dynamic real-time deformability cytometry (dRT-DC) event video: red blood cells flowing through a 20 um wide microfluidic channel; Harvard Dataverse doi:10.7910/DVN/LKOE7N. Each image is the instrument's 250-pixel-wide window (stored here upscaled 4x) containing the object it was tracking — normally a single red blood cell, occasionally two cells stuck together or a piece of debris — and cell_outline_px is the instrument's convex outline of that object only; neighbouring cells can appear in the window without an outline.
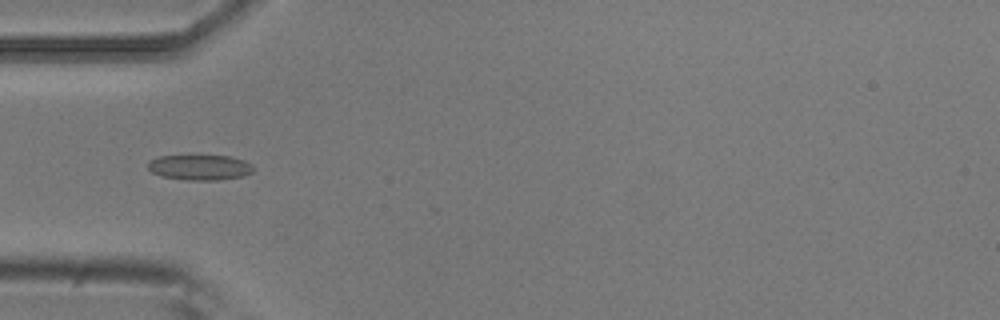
{"species": "common noctule bat (a hibernating species)", "species_latin": "Nyctalus noctula", "temperature_condition": "room temperature", "stored_images_in_passage": 6, "camera_frame_rate_fps": 3000, "um_per_image_px": 0.085, "animal": {"sex": "male", "body_mass_g": 20.5, "forearm_length_mm": 52.5}, "frame": {"image": 1, "passage_image": 3, "time_ms": 0.667, "image_size_px": [1000, 320], "cell_outline_px": [[252, 172], [244, 176], [220, 180], [188, 180], [160, 176], [152, 172], [148, 168], [148, 164], [152, 160], [160, 156], [228, 156], [244, 160], [252, 164]], "centroid_in_image_um": [17.01, 14.24], "position_along_channel_um": 68.0, "area_um2": 15.43}}
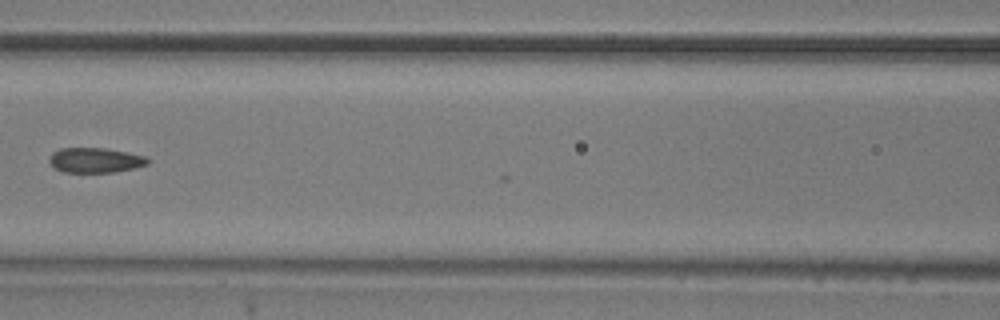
{"frame": {"image": 2, "passage_image": 5, "time_ms": 1.333, "image_size_px": [1000, 320], "cell_outline_px": [[152, 160], [148, 164], [132, 168], [112, 172], [64, 172], [56, 168], [48, 160], [52, 152], [60, 148], [104, 148], [144, 156]], "centroid_in_image_um": [8.08, 13.61], "position_along_channel_um": 158.5, "area_um2": 14.1}}
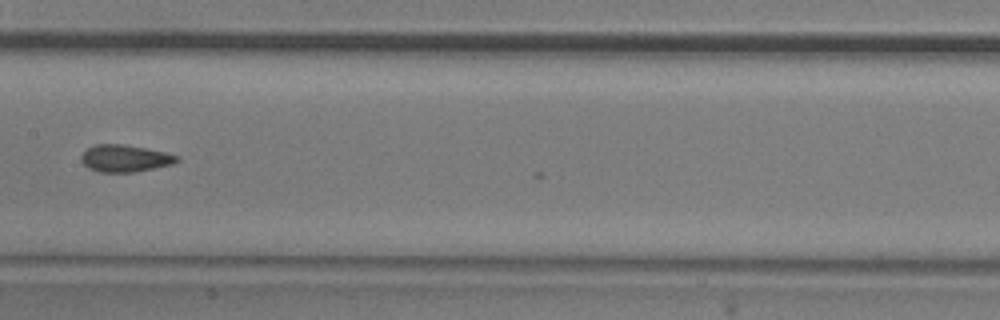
{"frame": {"image": 3, "passage_image": 6, "time_ms": 1.667, "image_size_px": [1000, 320], "cell_outline_px": [[180, 160], [172, 164], [136, 172], [100, 172], [88, 168], [80, 160], [80, 156], [88, 148], [96, 144], [124, 144], [164, 152], [180, 156]], "centroid_in_image_um": [10.62, 13.46], "position_along_channel_um": 196.8, "area_um2": 15.09}}